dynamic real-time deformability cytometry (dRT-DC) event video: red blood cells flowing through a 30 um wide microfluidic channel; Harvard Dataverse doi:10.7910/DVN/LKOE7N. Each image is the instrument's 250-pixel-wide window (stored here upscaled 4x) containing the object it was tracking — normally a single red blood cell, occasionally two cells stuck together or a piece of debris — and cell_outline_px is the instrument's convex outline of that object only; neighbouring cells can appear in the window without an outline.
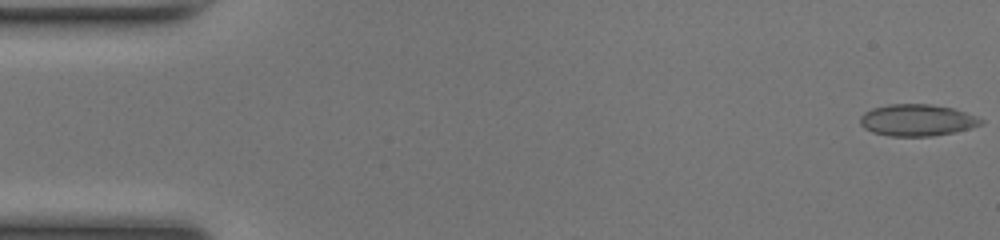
{"species": "common noctule bat (a hibernating species)", "species_latin": "Nyctalus noctula", "temperature_condition": "room temperature", "stored_images_in_passage": 37, "camera_frame_rate_fps": 3000, "um_per_image_px": 0.085, "animal": {"sex": "female", "body_mass_g": 17.0, "forearm_length_mm": 48.0}, "frame": {"image": 1, "passage_image": 1, "time_ms": 0.0, "image_size_px": [1000, 240], "cell_outline_px": [[984, 124], [972, 128], [956, 132], [932, 136], [888, 136], [872, 132], [864, 128], [860, 124], [860, 116], [864, 112], [872, 108], [888, 104], [928, 104], [952, 108], [976, 116], [984, 120]], "centroid_in_image_um": [77.95, 10.22], "position_along_channel_um": 7.0, "area_um2": 22.48}}